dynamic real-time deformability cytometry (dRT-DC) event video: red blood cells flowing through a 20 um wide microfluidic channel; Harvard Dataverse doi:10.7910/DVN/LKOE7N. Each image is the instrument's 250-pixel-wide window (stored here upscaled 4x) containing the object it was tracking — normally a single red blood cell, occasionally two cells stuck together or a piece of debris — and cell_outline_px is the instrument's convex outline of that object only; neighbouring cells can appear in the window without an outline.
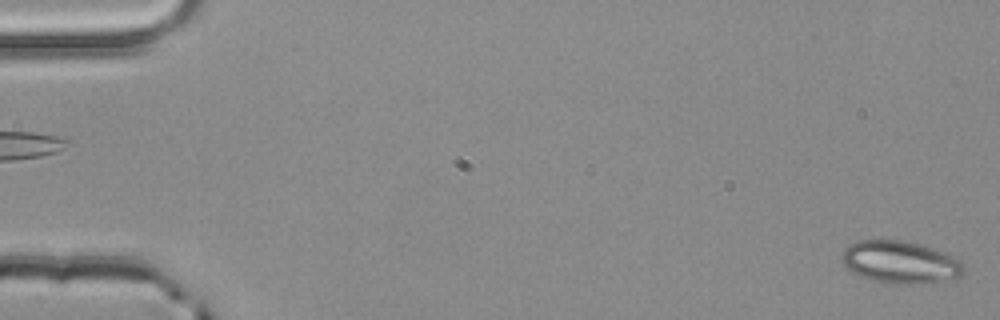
{"species": "common noctule bat (a hibernating species)", "species_latin": "Nyctalus noctula", "temperature_condition": "room temperature", "stored_images_in_passage": 3, "camera_frame_rate_fps": 3000, "um_per_image_px": 0.085, "animal": {"sex": "male", "body_mass_g": 20.4}, "frame": {"image": 1, "passage_image": 3, "time_ms": 0.667, "image_size_px": [1000, 320], "cell_outline_px": [[964, 272], [960, 276], [920, 284], [888, 284], [872, 280], [860, 276], [852, 272], [844, 264], [844, 248], [848, 244], [856, 240], [900, 240], [924, 244], [944, 252], [952, 256], [964, 264]], "centroid_in_image_um": [76.52, 22.27], "position_along_channel_um": 8.5, "area_um2": 30.11}}